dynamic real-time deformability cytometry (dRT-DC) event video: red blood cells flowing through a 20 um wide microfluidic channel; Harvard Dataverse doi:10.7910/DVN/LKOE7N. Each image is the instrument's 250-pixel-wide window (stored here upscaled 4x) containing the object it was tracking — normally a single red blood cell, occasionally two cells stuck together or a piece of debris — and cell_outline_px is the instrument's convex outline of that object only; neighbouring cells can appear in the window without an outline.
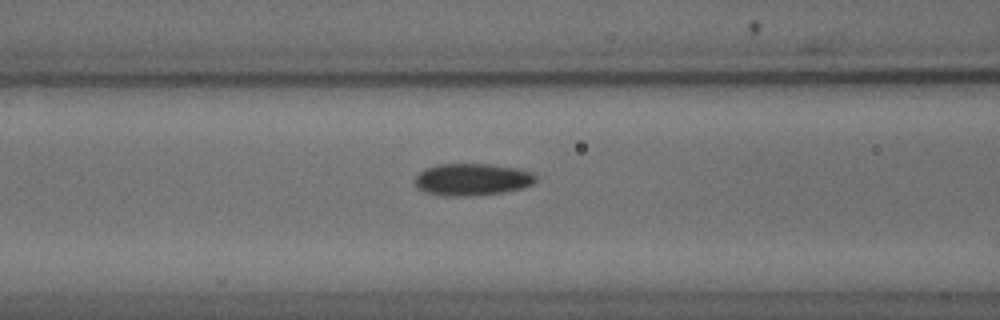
{"species": "common noctule bat (a hibernating species)", "species_latin": "Nyctalus noctula", "temperature_condition": "cold", "stored_images_in_passage": 13, "camera_frame_rate_fps": 3000, "um_per_image_px": 0.085, "animal": {"sex": "male", "body_mass_g": 18.8}, "frame": {"image": 1, "passage_image": 11, "time_ms": 3.333, "image_size_px": [1000, 320], "cell_outline_px": [[536, 180], [532, 184], [524, 188], [504, 192], [472, 196], [444, 196], [424, 192], [416, 188], [412, 180], [424, 168], [436, 164], [488, 164], [520, 168], [532, 172], [536, 176]], "centroid_in_image_um": [40.1, 15.26], "position_along_channel_um": 126.5, "area_um2": 23.06}}